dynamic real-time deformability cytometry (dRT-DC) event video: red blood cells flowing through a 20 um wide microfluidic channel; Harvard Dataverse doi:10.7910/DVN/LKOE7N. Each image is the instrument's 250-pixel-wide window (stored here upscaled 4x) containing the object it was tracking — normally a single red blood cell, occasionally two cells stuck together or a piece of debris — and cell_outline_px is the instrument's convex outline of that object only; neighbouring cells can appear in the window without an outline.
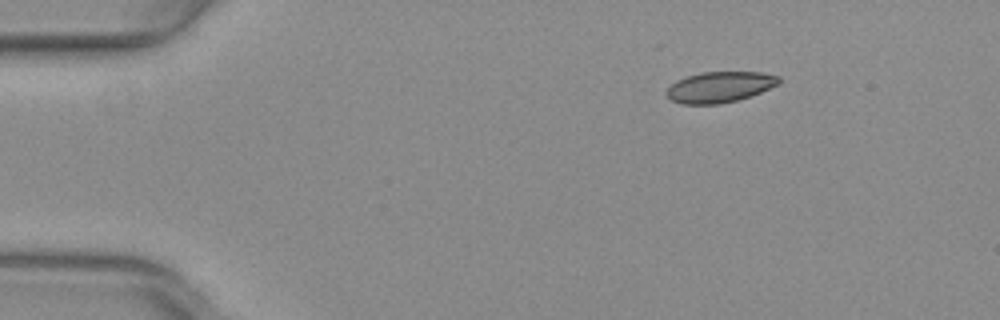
{"species": "common noctule bat (a hibernating species)", "species_latin": "Nyctalus noctula", "temperature_condition": "warm", "stored_images_in_passage": 11, "camera_frame_rate_fps": 3000, "um_per_image_px": 0.085, "animal": {"sex": "female", "body_mass_g": 29.2, "forearm_length_mm": 56.3}, "frame": {"image": 1, "passage_image": 1, "time_ms": 0.0, "image_size_px": [1000, 320], "cell_outline_px": [[780, 84], [760, 92], [736, 100], [720, 104], [680, 104], [672, 100], [664, 92], [676, 80], [700, 72], [760, 72], [780, 76]], "centroid_in_image_um": [61.17, 7.39], "position_along_channel_um": 23.8, "area_um2": 20.11}}
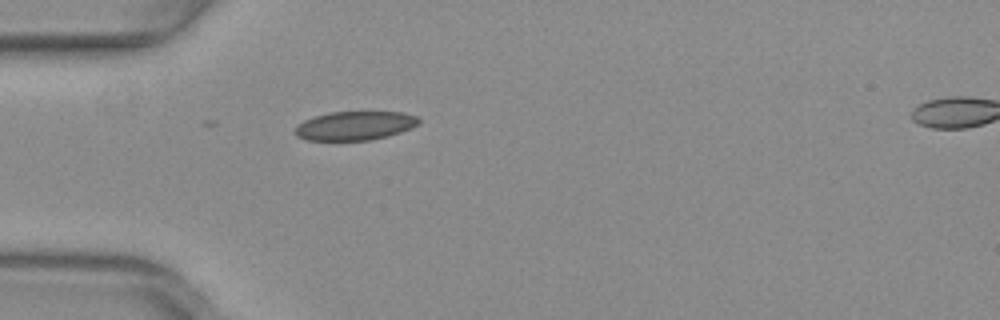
{"frame": {"image": 2, "passage_image": 9, "time_ms": 2.667, "image_size_px": [1000, 320], "cell_outline_px": [[420, 124], [412, 128], [388, 136], [372, 140], [308, 140], [296, 136], [296, 128], [304, 120], [328, 112], [404, 112], [416, 116], [420, 120]], "centroid_in_image_um": [30.22, 10.68], "position_along_channel_um": 54.8, "area_um2": 20.75}}